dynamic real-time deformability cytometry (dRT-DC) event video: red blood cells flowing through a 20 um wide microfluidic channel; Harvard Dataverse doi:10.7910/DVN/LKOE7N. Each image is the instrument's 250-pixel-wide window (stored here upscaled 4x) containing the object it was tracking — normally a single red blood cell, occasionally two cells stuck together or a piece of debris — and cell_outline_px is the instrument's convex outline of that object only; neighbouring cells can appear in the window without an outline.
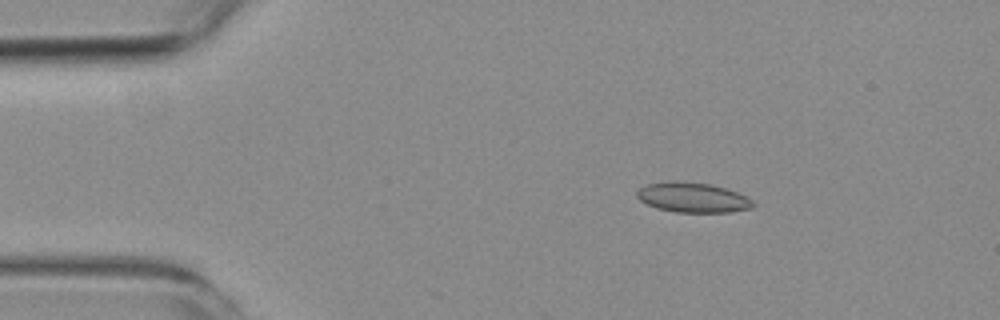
{"species": "common noctule bat (a hibernating species)", "species_latin": "Nyctalus noctula", "temperature_condition": "room temperature", "stored_images_in_passage": 5, "camera_frame_rate_fps": 3000, "um_per_image_px": 0.085, "animal": {"sex": "female", "body_mass_g": 19.3, "forearm_length_mm": 54.1}, "frame": {"image": 1, "passage_image": 2, "time_ms": 1.333, "image_size_px": [1000, 320], "cell_outline_px": [[756, 204], [752, 208], [732, 212], [676, 212], [656, 208], [640, 200], [636, 196], [636, 192], [640, 188], [648, 184], [712, 184], [736, 192], [752, 200]], "centroid_in_image_um": [58.94, 16.85], "position_along_channel_um": 26.1, "area_um2": 19.31}}